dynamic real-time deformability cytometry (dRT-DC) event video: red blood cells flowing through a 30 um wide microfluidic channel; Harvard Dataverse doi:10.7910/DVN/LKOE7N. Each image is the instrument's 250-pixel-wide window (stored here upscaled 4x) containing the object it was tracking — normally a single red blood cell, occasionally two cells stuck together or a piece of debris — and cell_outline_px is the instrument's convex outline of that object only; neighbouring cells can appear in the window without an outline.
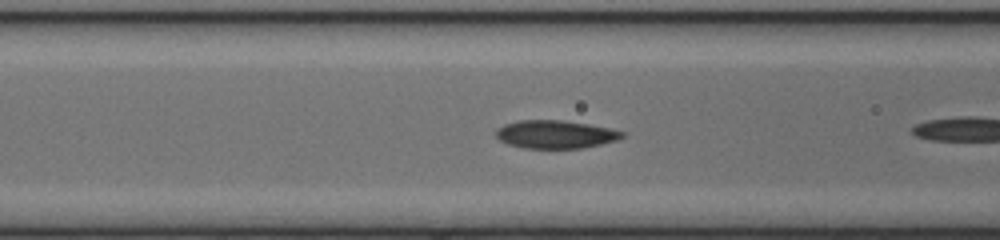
{"species": "common noctule bat (a hibernating species)", "species_latin": "Nyctalus noctula", "temperature_condition": "cold", "stored_images_in_passage": 11, "camera_frame_rate_fps": 3000, "um_per_image_px": 0.085, "animal": {"sex": "female", "body_mass_g": 17.0, "forearm_length_mm": 48.0}, "frame": {"image": 1, "passage_image": 4, "time_ms": 1.0, "image_size_px": [1000, 240], "cell_outline_px": [[624, 136], [616, 140], [584, 148], [524, 148], [508, 144], [500, 140], [496, 136], [496, 128], [504, 124], [520, 120], [560, 120], [588, 124], [608, 128], [624, 132]], "centroid_in_image_um": [47.18, 11.42], "position_along_channel_um": 119.4, "area_um2": 20.52}}
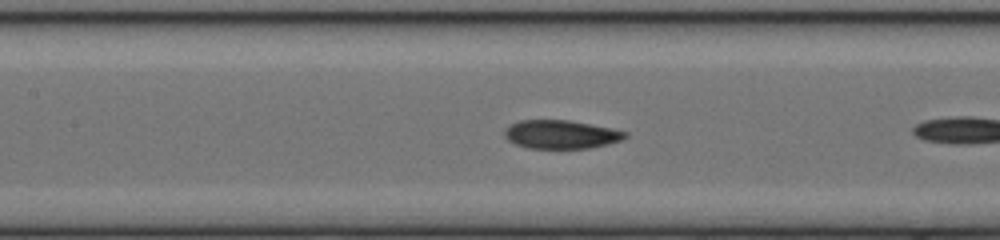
{"frame": {"image": 2, "passage_image": 7, "time_ms": 2.0, "image_size_px": [1000, 240], "cell_outline_px": [[628, 136], [624, 140], [608, 144], [588, 148], [528, 148], [516, 144], [508, 140], [504, 136], [504, 128], [520, 120], [568, 120], [612, 128], [628, 132]], "centroid_in_image_um": [47.71, 11.42], "position_along_channel_um": 159.7, "area_um2": 20.11}}
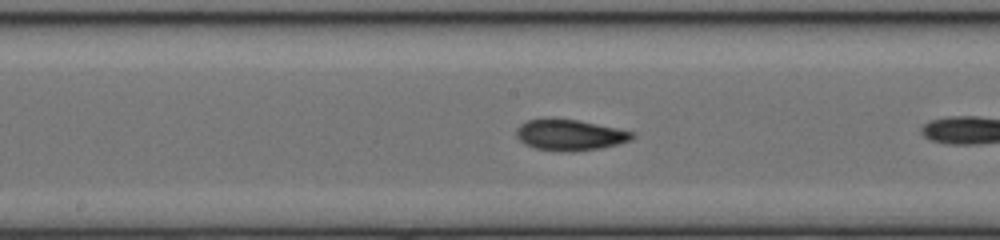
{"frame": {"image": 3, "passage_image": 10, "time_ms": 3.0, "image_size_px": [1000, 240], "cell_outline_px": [[636, 136], [632, 140], [600, 148], [568, 152], [536, 148], [524, 144], [516, 136], [516, 128], [520, 124], [528, 120], [576, 120], [636, 132]], "centroid_in_image_um": [48.46, 11.49], "position_along_channel_um": 199.7, "area_um2": 20.46}}